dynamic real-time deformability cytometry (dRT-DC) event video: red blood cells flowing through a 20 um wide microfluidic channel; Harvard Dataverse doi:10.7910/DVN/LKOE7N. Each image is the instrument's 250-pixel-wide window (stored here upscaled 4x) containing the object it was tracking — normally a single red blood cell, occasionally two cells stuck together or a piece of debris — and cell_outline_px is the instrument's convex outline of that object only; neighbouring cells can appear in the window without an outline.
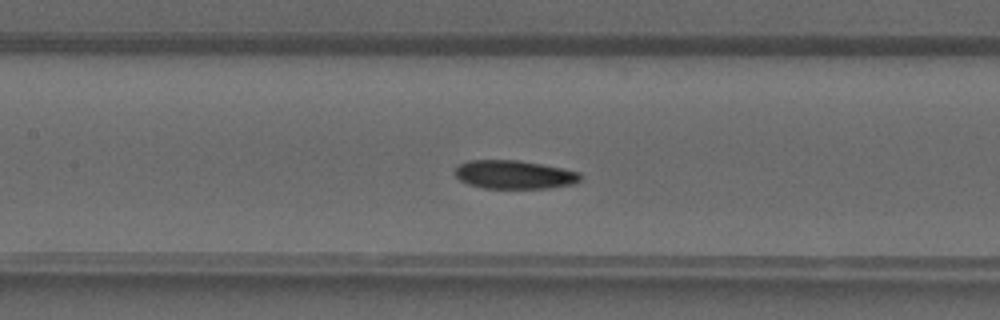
{"species": "common noctule bat (a hibernating species)", "species_latin": "Nyctalus noctula", "temperature_condition": "warm", "stored_images_in_passage": 33, "camera_frame_rate_fps": 3000, "um_per_image_px": 0.085, "animal": {"sex": "male", "forearm_length_mm": 52.5}, "frame": {"image": 1, "passage_image": 11, "time_ms": 3.333, "image_size_px": [1000, 320], "cell_outline_px": [[580, 180], [576, 184], [548, 188], [484, 188], [468, 184], [460, 180], [456, 176], [456, 168], [460, 164], [468, 160], [516, 160], [540, 164], [580, 172]], "centroid_in_image_um": [43.72, 14.85], "position_along_channel_um": 163.7, "area_um2": 20.69}}
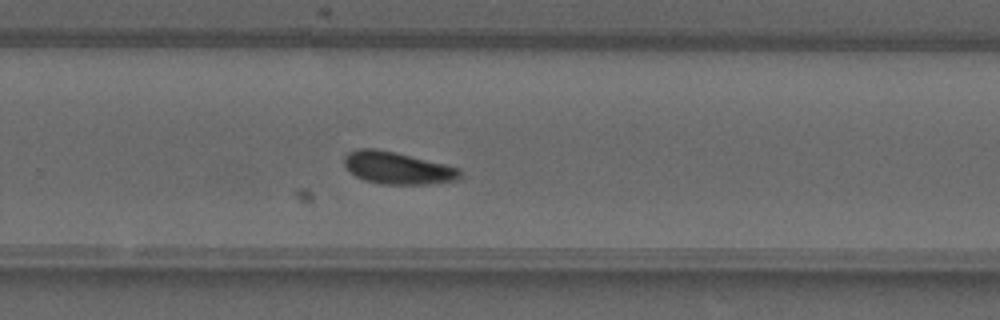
{"frame": {"image": 2, "passage_image": 19, "time_ms": 6.0, "image_size_px": [1000, 320], "cell_outline_px": [[460, 176], [456, 180], [428, 184], [380, 184], [364, 180], [356, 176], [344, 164], [344, 156], [348, 152], [356, 148], [376, 148], [444, 164], [460, 168]], "centroid_in_image_um": [33.75, 14.28], "position_along_channel_um": 296.1, "area_um2": 21.5}}
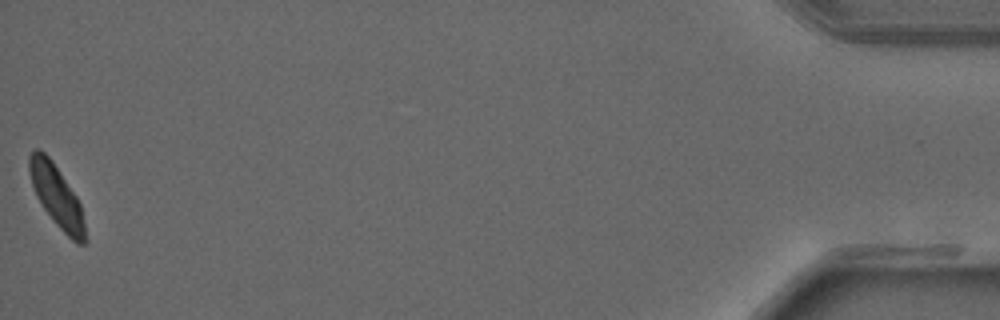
{"frame": {"image": 3, "passage_image": 33, "time_ms": 10.667, "image_size_px": [1000, 320], "cell_outline_px": [[88, 240], [84, 244], [76, 244], [52, 220], [36, 196], [32, 184], [28, 168], [28, 156], [32, 148], [36, 148], [44, 152], [52, 160], [76, 196], [80, 204]], "centroid_in_image_um": [4.81, 16.67], "position_along_channel_um": 430.4, "area_um2": 20.11}}